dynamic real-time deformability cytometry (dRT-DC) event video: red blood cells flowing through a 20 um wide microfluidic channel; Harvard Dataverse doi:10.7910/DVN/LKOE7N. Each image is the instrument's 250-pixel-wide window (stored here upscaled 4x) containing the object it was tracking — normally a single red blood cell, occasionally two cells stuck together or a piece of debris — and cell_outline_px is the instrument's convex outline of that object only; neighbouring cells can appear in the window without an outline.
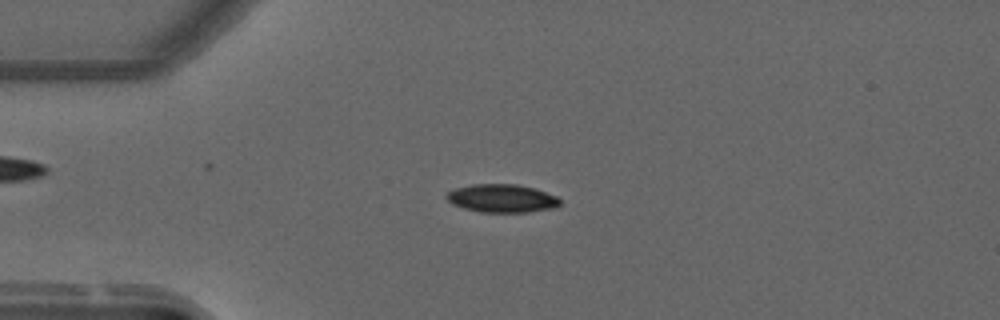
{"species": "common noctule bat (a hibernating species)", "species_latin": "Nyctalus noctula", "temperature_condition": "warm", "stored_images_in_passage": 56, "camera_frame_rate_fps": 3000, "um_per_image_px": 0.085, "animal": {"sex": "male", "forearm_length_mm": 52.5}, "frame": {"image": 1, "passage_image": 14, "time_ms": 4.333, "image_size_px": [1000, 320], "cell_outline_px": [[560, 204], [556, 208], [528, 212], [480, 212], [464, 208], [452, 204], [444, 196], [448, 192], [456, 188], [472, 184], [516, 184], [532, 188], [556, 196], [560, 200]], "centroid_in_image_um": [42.64, 16.86], "position_along_channel_um": 42.4, "area_um2": 18.55}}
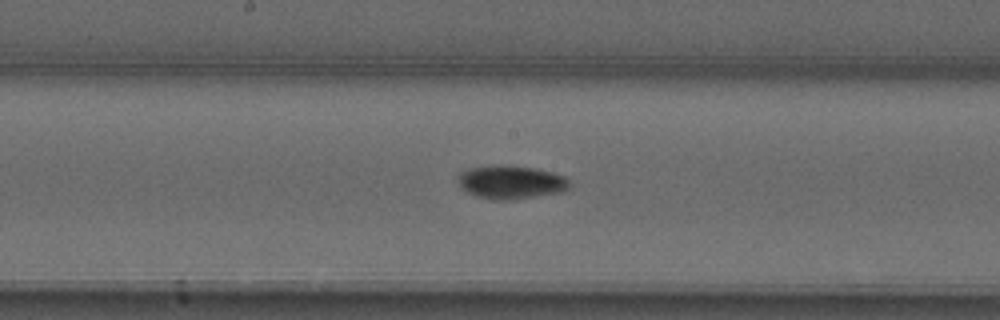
{"frame": {"image": 2, "passage_image": 29, "time_ms": 9.333, "image_size_px": [1000, 320], "cell_outline_px": [[572, 184], [564, 192], [512, 200], [492, 200], [476, 196], [460, 188], [456, 184], [456, 180], [460, 172], [468, 168], [488, 164], [504, 164], [536, 168], [552, 172], [564, 176]], "centroid_in_image_um": [43.39, 15.47], "position_along_channel_um": 204.8, "area_um2": 22.48}}
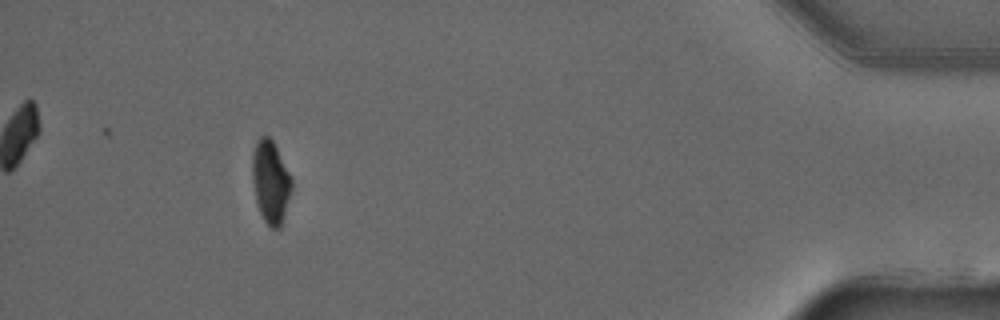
{"frame": {"image": 3, "passage_image": 51, "time_ms": 16.667, "image_size_px": [1000, 320], "cell_outline_px": [[292, 188], [280, 228], [272, 228], [264, 220], [260, 212], [256, 200], [252, 180], [252, 156], [256, 140], [260, 136], [268, 136], [272, 140], [292, 180]], "centroid_in_image_um": [22.98, 15.45], "position_along_channel_um": 412.2, "area_um2": 18.61}, "authors_computed_cell_mechanics": {"area_um2": 19.2185, "velocity_mm_per_s": 3.7117, "shape_relaxation_time_tau1_ms": 4.4729, "shape_relaxation_time_tau2_ms": 11.1186, "deformation_change_tau1": 0.1458, "deformation_change_tau2": 0.1032}}